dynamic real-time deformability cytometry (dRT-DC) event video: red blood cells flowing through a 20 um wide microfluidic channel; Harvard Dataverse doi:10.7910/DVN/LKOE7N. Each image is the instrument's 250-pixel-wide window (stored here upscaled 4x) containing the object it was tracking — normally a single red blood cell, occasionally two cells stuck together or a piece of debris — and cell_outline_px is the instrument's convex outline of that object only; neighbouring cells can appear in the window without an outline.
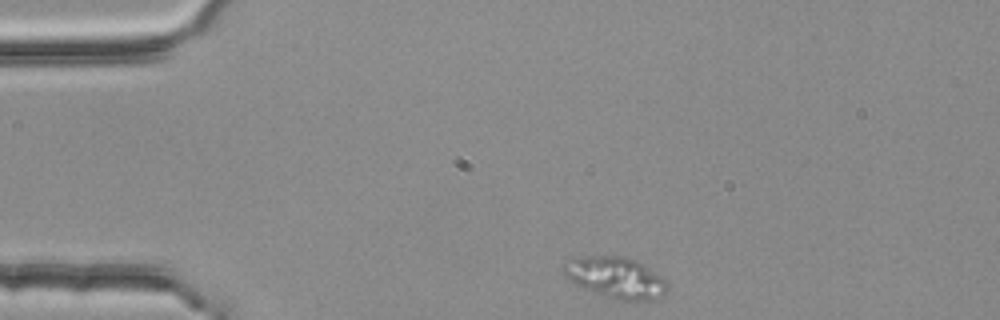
{"species": "common noctule bat (a hibernating species)", "species_latin": "Nyctalus noctula", "temperature_condition": "room temperature", "stored_images_in_passage": 2, "camera_frame_rate_fps": 3000, "um_per_image_px": 0.085, "animal": {"sex": "female", "body_mass_g": 25.1}, "frame": {"image": 1, "passage_image": 1, "time_ms": 0.0, "image_size_px": [1000, 320], "cell_outline_px": [[668, 292], [664, 296], [648, 300], [620, 300], [604, 296], [584, 288], [576, 284], [564, 272], [564, 260], [572, 256], [624, 256], [636, 260], [644, 264], [660, 276], [668, 284]], "centroid_in_image_um": [52.35, 23.58], "position_along_channel_um": 32.7, "area_um2": 24.91}}